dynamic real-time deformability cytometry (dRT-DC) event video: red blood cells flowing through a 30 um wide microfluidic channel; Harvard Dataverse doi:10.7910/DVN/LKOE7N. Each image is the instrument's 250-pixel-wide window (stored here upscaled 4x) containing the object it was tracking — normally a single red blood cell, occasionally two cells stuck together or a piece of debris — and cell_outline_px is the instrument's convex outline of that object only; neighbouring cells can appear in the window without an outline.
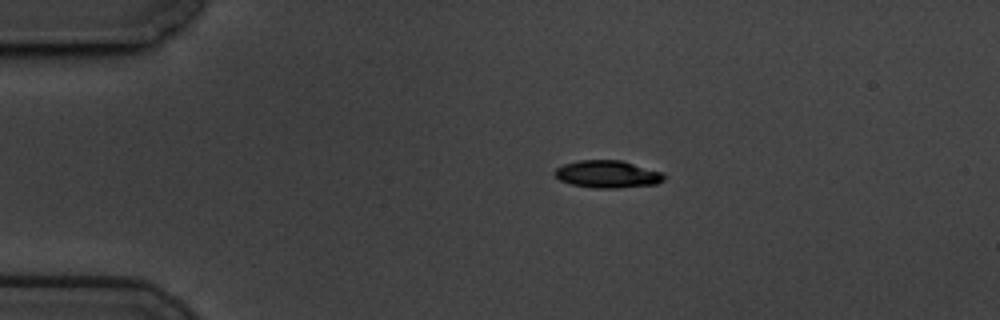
{"species": "common noctule bat (a hibernating species)", "species_latin": "Nyctalus noctula", "temperature_condition": "cold", "stored_images_in_passage": 48, "camera_frame_rate_fps": 3000, "um_per_image_px": 0.085, "animal": {"sex": "male", "body_mass_g": 19.5, "forearm_length_mm": 54.6}, "frame": {"image": 1, "passage_image": 1, "time_ms": 0.0, "image_size_px": [1000, 320], "cell_outline_px": [[664, 180], [656, 184], [616, 188], [596, 188], [572, 184], [560, 180], [552, 172], [556, 168], [564, 164], [580, 160], [620, 160], [660, 172], [664, 176]], "centroid_in_image_um": [51.59, 14.8], "position_along_channel_um": 33.4, "area_um2": 17.17}}
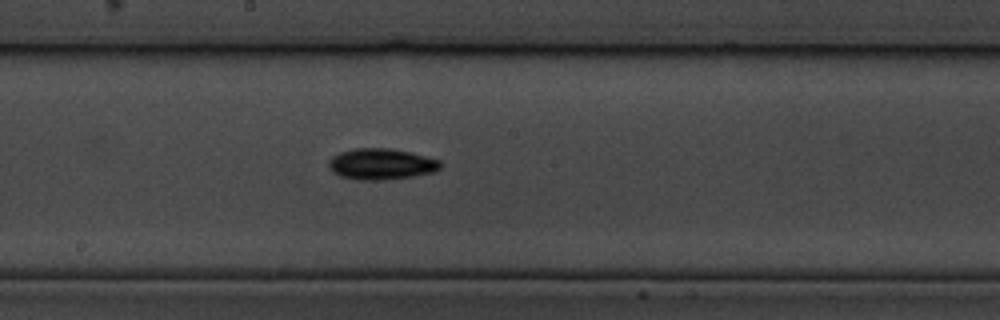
{"frame": {"image": 2, "passage_image": 21, "time_ms": 6.667, "image_size_px": [1000, 320], "cell_outline_px": [[440, 168], [436, 172], [412, 176], [384, 180], [360, 180], [340, 176], [332, 172], [328, 168], [328, 160], [332, 156], [340, 152], [352, 148], [388, 148], [408, 152], [440, 160]], "centroid_in_image_um": [32.36, 13.95], "position_along_channel_um": 215.8, "area_um2": 20.29}}
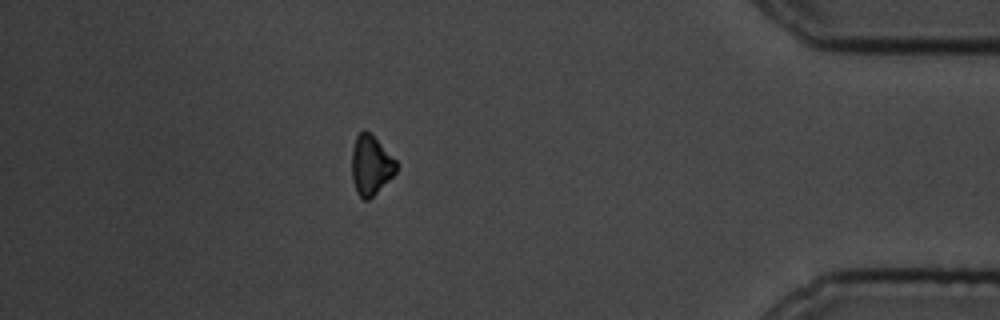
{"frame": {"image": 3, "passage_image": 41, "time_ms": 13.333, "image_size_px": [1000, 320], "cell_outline_px": [[396, 172], [368, 200], [364, 200], [356, 192], [352, 180], [352, 148], [356, 136], [364, 128], [372, 132], [396, 160]], "centroid_in_image_um": [31.5, 13.98], "position_along_channel_um": 403.7, "area_um2": 15.55}, "authors_computed_cell_mechanics": {"area_um2": 17.6001, "velocity_mm_per_s": 3.4243, "shape_relaxation_time_tau1_ms": 7.4839, "shape_relaxation_time_tau2_ms": null, "deformation_change_tau1": 0.2143, "deformation_change_tau2": null}}